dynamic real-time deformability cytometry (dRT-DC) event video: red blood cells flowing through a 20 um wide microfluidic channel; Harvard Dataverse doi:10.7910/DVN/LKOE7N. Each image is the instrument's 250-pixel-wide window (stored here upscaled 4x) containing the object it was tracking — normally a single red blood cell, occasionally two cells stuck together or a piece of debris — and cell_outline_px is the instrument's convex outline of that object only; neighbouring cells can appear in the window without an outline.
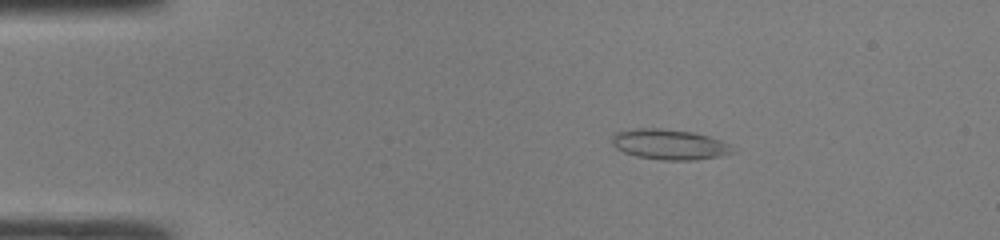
{"species": "common noctule bat (a hibernating species)", "species_latin": "Nyctalus noctula", "temperature_condition": "room temperature", "stored_images_in_passage": 41, "camera_frame_rate_fps": 3000, "um_per_image_px": 0.085, "animal": {"sex": "male", "body_mass_g": 19.0, "forearm_length_mm": 50.8}, "frame": {"image": 1, "passage_image": 2, "time_ms": 0.333, "image_size_px": [1000, 240], "cell_outline_px": [[736, 152], [720, 156], [696, 160], [664, 160], [636, 156], [624, 152], [616, 148], [612, 144], [612, 136], [616, 132], [636, 128], [660, 128], [692, 132], [708, 136], [720, 140], [728, 144]], "centroid_in_image_um": [56.89, 12.28], "position_along_channel_um": 28.1, "area_um2": 21.27}}
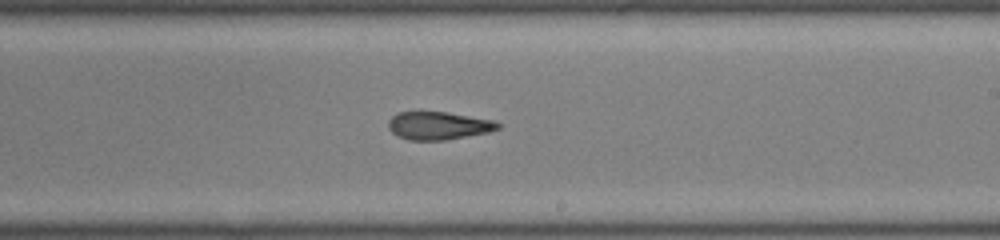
{"frame": {"image": 2, "passage_image": 22, "time_ms": 7.0, "image_size_px": [1000, 240], "cell_outline_px": [[500, 128], [488, 132], [444, 140], [408, 140], [396, 136], [388, 128], [388, 120], [396, 112], [448, 112], [492, 120], [500, 124]], "centroid_in_image_um": [37.22, 10.68], "position_along_channel_um": 251.8, "area_um2": 17.8}}
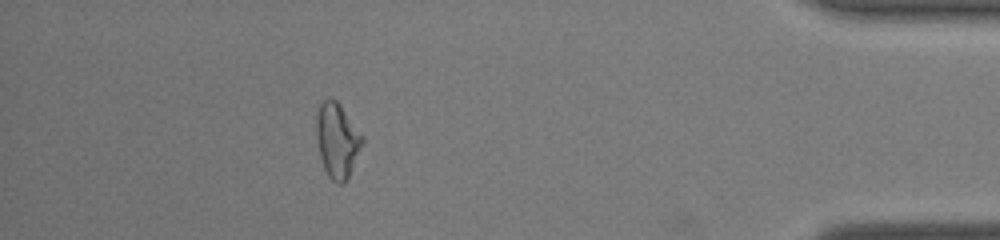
{"frame": {"image": 3, "passage_image": 36, "time_ms": 11.667, "image_size_px": [1000, 240], "cell_outline_px": [[364, 144], [344, 184], [336, 184], [328, 176], [324, 168], [320, 156], [316, 136], [316, 116], [320, 104], [328, 96], [336, 100], [340, 104], [364, 136]], "centroid_in_image_um": [28.67, 11.91], "position_along_channel_um": 406.5, "area_um2": 20.23}, "authors_computed_cell_mechanics": {"area_um2": 19.4786, "velocity_mm_per_s": 4.3084, "shape_relaxation_time_tau1_ms": null, "shape_relaxation_time_tau2_ms": 3.3547, "deformation_change_tau1": null, "deformation_change_tau2": 0.1186}}